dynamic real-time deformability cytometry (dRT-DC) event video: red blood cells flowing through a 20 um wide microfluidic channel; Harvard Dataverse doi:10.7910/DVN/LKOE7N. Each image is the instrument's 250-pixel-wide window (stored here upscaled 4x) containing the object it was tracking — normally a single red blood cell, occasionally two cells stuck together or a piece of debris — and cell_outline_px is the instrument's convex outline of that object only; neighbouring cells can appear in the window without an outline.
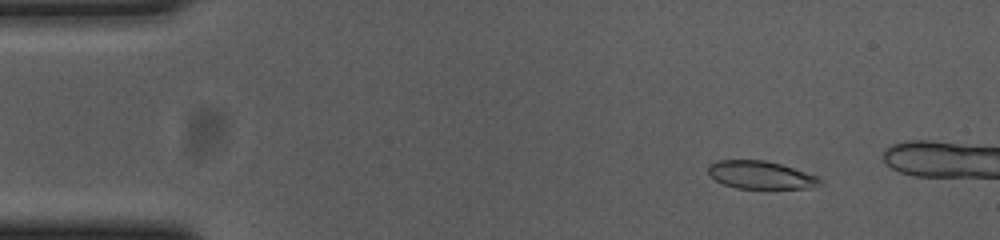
{"species": "common noctule bat (a hibernating species)", "species_latin": "Nyctalus noctula", "temperature_condition": "cold", "stored_images_in_passage": 16, "camera_frame_rate_fps": 3000, "um_per_image_px": 0.085, "animal": {"sex": "female", "body_mass_g": 23.0, "forearm_length_mm": 53.4}, "frame": {"image": 1, "passage_image": 7, "time_ms": 2.0, "image_size_px": [1000, 240], "cell_outline_px": [[824, 184], [812, 188], [768, 192], [736, 188], [724, 184], [708, 176], [708, 164], [716, 160], [764, 160], [780, 164], [816, 176], [824, 180]], "centroid_in_image_um": [64.7, 14.94], "position_along_channel_um": 20.3, "area_um2": 19.31}}